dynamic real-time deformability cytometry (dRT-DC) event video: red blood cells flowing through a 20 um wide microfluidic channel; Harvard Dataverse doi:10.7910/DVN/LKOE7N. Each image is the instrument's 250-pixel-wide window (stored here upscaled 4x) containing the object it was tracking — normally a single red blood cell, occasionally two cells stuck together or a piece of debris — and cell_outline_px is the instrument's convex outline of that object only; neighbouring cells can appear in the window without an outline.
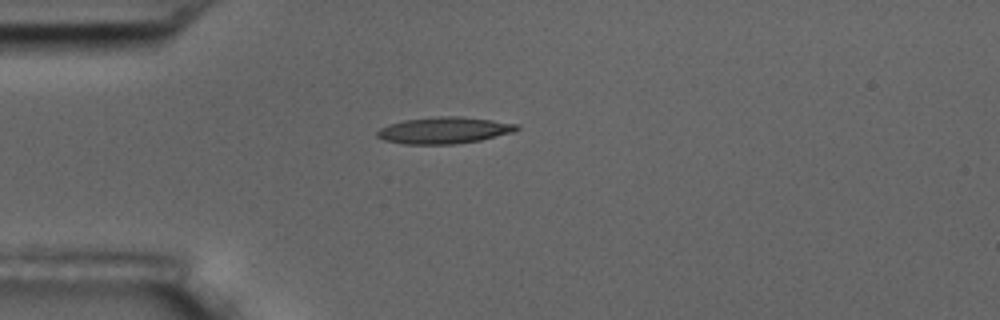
{"species": "common noctule bat (a hibernating species)", "species_latin": "Nyctalus noctula", "temperature_condition": "room temperature", "stored_images_in_passage": 1, "camera_frame_rate_fps": 3000, "um_per_image_px": 0.085, "animal": {"sex": "male", "body_mass_g": 17.5, "forearm_length_mm": 52.3}, "frame": {"image": 1, "passage_image": 1, "time_ms": 0.0, "image_size_px": [1000, 320], "cell_outline_px": [[520, 128], [512, 132], [480, 140], [452, 144], [404, 144], [384, 140], [376, 136], [376, 132], [380, 128], [388, 124], [404, 120], [440, 116], [460, 116], [492, 120], [520, 124]], "centroid_in_image_um": [37.74, 11.07], "position_along_channel_um": 47.3, "area_um2": 21.56}}